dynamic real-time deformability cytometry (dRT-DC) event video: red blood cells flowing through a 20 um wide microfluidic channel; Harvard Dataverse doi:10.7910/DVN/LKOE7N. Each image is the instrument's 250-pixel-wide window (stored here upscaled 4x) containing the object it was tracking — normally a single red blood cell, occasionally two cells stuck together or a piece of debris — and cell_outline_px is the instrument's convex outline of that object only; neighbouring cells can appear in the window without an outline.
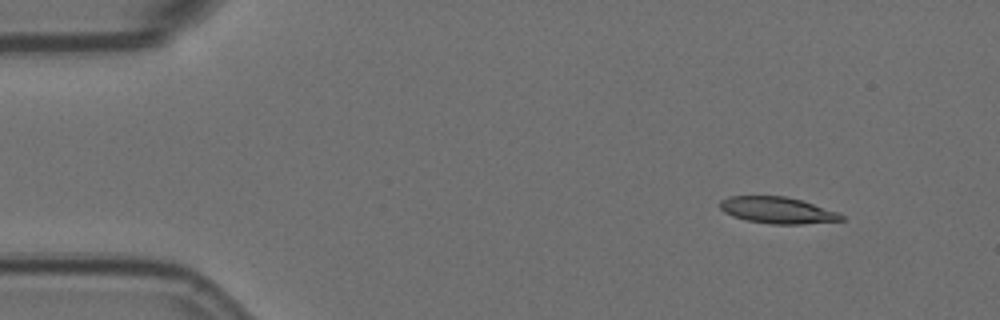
{"species": "Egyptian fruit bat (a non-hibernating species)", "species_latin": "Rousettus aegyptiacus", "temperature_condition": "room temperature", "stored_images_in_passage": 5, "camera_frame_rate_fps": 3000, "um_per_image_px": 0.085, "animal": {"sex": "female"}, "frame": {"image": 1, "passage_image": 2, "time_ms": 0.333, "image_size_px": [1000, 320], "cell_outline_px": [[844, 220], [804, 224], [772, 224], [748, 220], [732, 216], [724, 212], [720, 208], [720, 200], [728, 196], [784, 196], [800, 200], [836, 212], [844, 216]], "centroid_in_image_um": [66.04, 17.87], "position_along_channel_um": 19.0, "area_um2": 18.5}}
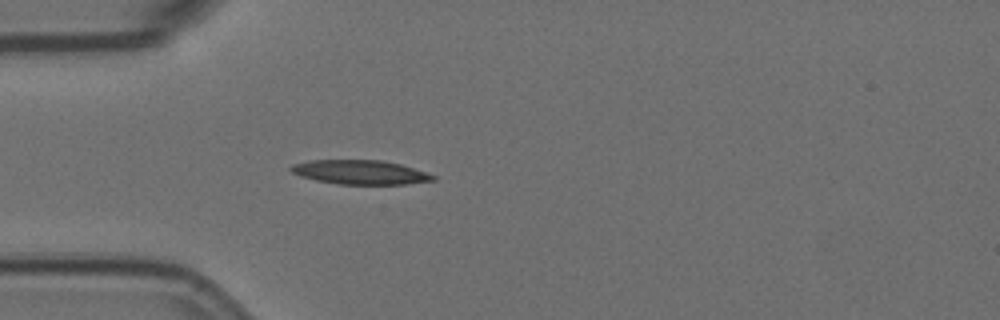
{"frame": {"image": 2, "passage_image": 5, "time_ms": 1.333, "image_size_px": [1000, 320], "cell_outline_px": [[436, 180], [408, 184], [340, 184], [316, 180], [300, 176], [292, 172], [288, 168], [292, 164], [308, 160], [380, 160], [400, 164], [436, 176]], "centroid_in_image_um": [30.58, 14.64], "position_along_channel_um": 54.4, "area_um2": 19.94}}